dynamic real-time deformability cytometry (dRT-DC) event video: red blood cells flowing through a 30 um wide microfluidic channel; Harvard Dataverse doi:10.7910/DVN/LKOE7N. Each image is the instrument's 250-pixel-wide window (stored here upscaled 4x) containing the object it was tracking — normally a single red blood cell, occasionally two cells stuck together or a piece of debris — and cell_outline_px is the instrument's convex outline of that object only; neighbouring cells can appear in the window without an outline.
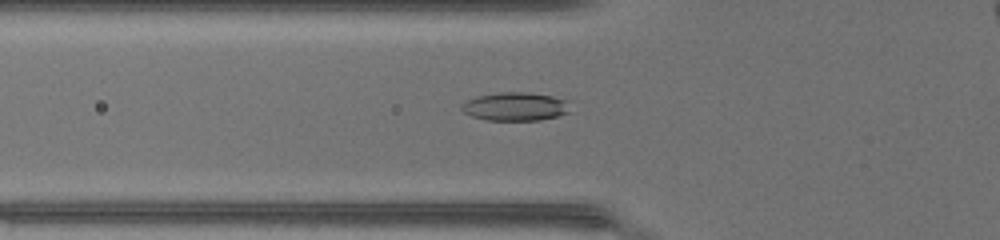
{"species": "common noctule bat (a hibernating species)", "species_latin": "Nyctalus noctula", "temperature_condition": "warm", "stored_images_in_passage": 42, "camera_frame_rate_fps": 3000, "um_per_image_px": 0.085, "animal": {"sex": "female", "body_mass_g": 17.0, "forearm_length_mm": 48.0}, "frame": {"image": 1, "passage_image": 12, "time_ms": 3.667, "image_size_px": [1000, 240], "cell_outline_px": [[568, 112], [560, 116], [540, 120], [484, 120], [472, 116], [464, 112], [460, 108], [460, 104], [476, 96], [500, 92], [524, 92], [552, 96], [568, 100]], "centroid_in_image_um": [43.78, 9.06], "position_along_channel_um": 82.0, "area_um2": 18.03}}
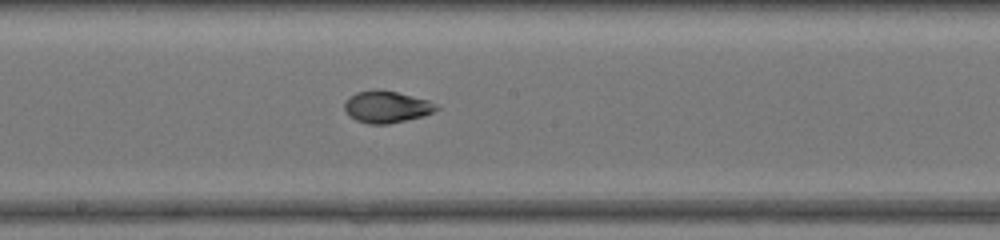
{"frame": {"image": 2, "passage_image": 21, "time_ms": 6.667, "image_size_px": [1000, 240], "cell_outline_px": [[440, 108], [424, 116], [388, 124], [368, 124], [356, 120], [348, 116], [344, 108], [344, 104], [348, 96], [356, 92], [372, 88], [376, 88], [396, 92], [428, 100], [436, 104]], "centroid_in_image_um": [32.82, 9.07], "position_along_channel_um": 215.4, "area_um2": 17.28}}
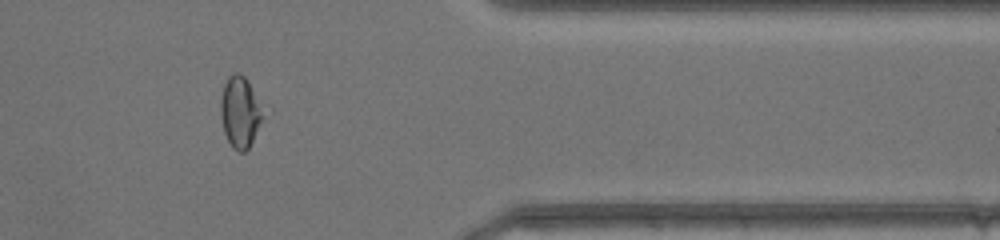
{"frame": {"image": 3, "passage_image": 34, "time_ms": 11.0, "image_size_px": [1000, 240], "cell_outline_px": [[264, 116], [248, 148], [244, 152], [240, 152], [232, 148], [224, 132], [220, 116], [220, 100], [224, 84], [228, 76], [232, 72], [240, 72], [244, 76]], "centroid_in_image_um": [20.35, 9.53], "position_along_channel_um": 391.1, "area_um2": 17.05}, "authors_computed_cell_mechanics": {"area_um2": 17.6001, "velocity_mm_per_s": 4.4125, "shape_relaxation_time_tau1_ms": null, "shape_relaxation_time_tau2_ms": 0.6972, "deformation_change_tau1": null, "deformation_change_tau2": 0.0447}}